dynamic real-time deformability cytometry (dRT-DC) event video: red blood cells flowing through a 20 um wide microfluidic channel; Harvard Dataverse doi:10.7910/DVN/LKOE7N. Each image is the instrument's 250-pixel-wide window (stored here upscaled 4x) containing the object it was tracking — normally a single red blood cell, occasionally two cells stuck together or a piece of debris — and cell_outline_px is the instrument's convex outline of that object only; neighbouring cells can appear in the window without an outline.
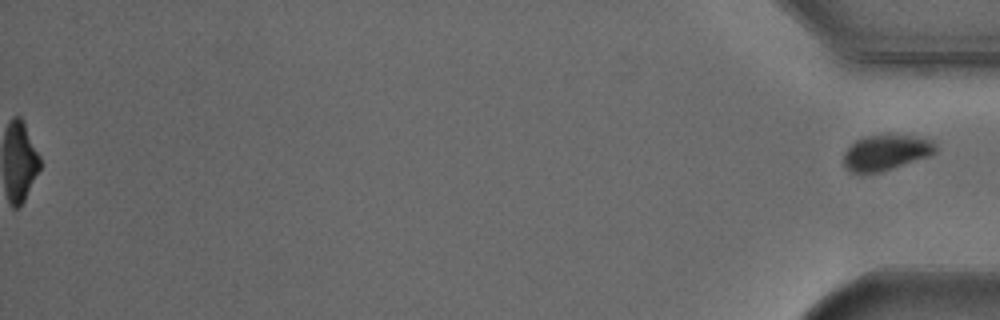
{"species": "Egyptian fruit bat (a non-hibernating species)", "species_latin": "Rousettus aegyptiacus", "temperature_condition": "cold", "stored_images_in_passage": 38, "segment_of_instrument_passage": [2, 2], "camera_frame_rate_fps": 3000, "um_per_image_px": 0.085, "animal": {"sex": "male"}, "frame": {"image": 1, "passage_image": 38, "time_ms": 12.333, "image_size_px": [1000, 320], "cell_outline_px": [[936, 152], [928, 156], [880, 172], [852, 172], [844, 164], [844, 152], [856, 140], [864, 136], [916, 136], [932, 140], [936, 144]], "centroid_in_image_um": [75.32, 12.96], "position_along_channel_um": 359.9, "area_um2": 18.5}}